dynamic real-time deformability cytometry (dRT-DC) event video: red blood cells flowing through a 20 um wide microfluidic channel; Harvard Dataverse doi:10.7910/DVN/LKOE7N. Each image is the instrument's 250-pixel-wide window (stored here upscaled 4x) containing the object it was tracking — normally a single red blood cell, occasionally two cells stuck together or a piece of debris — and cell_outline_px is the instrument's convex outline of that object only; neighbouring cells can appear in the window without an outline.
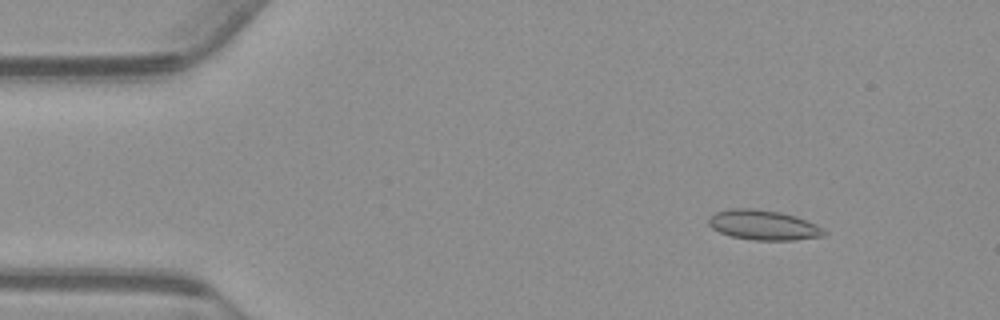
{"species": "common noctule bat (a hibernating species)", "species_latin": "Nyctalus noctula", "temperature_condition": "warm", "stored_images_in_passage": 54, "camera_frame_rate_fps": 3000, "um_per_image_px": 0.085, "animal": {"sex": "male", "body_mass_g": 23.1, "forearm_length_mm": 52.7}, "frame": {"image": 1, "passage_image": 6, "time_ms": 1.667, "image_size_px": [1000, 320], "cell_outline_px": [[828, 232], [824, 236], [796, 240], [752, 240], [732, 236], [720, 232], [712, 228], [708, 224], [708, 220], [716, 212], [732, 208], [752, 208], [780, 212], [796, 216], [816, 224], [824, 228]], "centroid_in_image_um": [64.93, 19.13], "position_along_channel_um": 20.1, "area_um2": 20.17}}
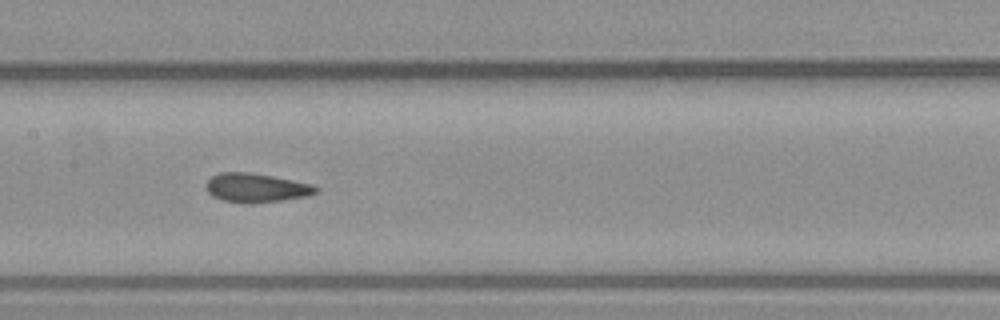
{"frame": {"image": 2, "passage_image": 26, "time_ms": 8.333, "image_size_px": [1000, 320], "cell_outline_px": [[320, 192], [308, 196], [280, 200], [224, 200], [212, 196], [208, 192], [204, 184], [212, 176], [220, 172], [252, 172], [312, 184], [320, 188]], "centroid_in_image_um": [21.81, 15.91], "position_along_channel_um": 185.6, "area_um2": 17.86}}
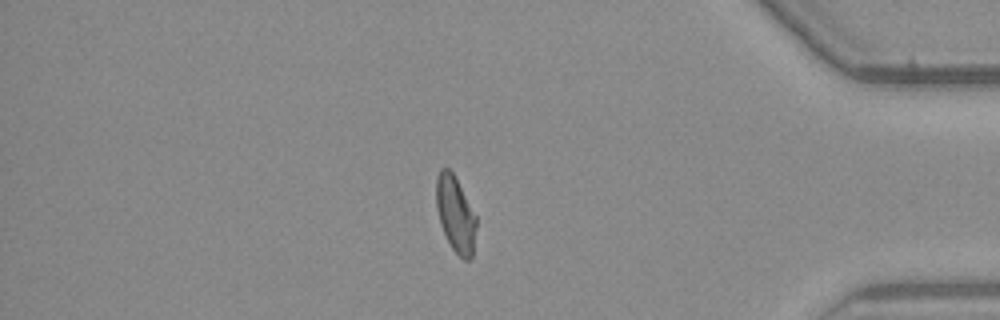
{"frame": {"image": 3, "passage_image": 46, "time_ms": 15.0, "image_size_px": [1000, 320], "cell_outline_px": [[476, 228], [472, 256], [468, 260], [464, 260], [452, 248], [440, 224], [436, 208], [436, 176], [440, 168], [448, 168], [452, 172], [476, 216]], "centroid_in_image_um": [38.69, 18.19], "position_along_channel_um": 396.5, "area_um2": 17.46}, "authors_computed_cell_mechanics": {"area_um2": 18.6694, "velocity_mm_per_s": 3.7186, "shape_relaxation_time_tau1_ms": null, "shape_relaxation_time_tau2_ms": 1.1874, "deformation_change_tau1": null, "deformation_change_tau2": 0.0721}}